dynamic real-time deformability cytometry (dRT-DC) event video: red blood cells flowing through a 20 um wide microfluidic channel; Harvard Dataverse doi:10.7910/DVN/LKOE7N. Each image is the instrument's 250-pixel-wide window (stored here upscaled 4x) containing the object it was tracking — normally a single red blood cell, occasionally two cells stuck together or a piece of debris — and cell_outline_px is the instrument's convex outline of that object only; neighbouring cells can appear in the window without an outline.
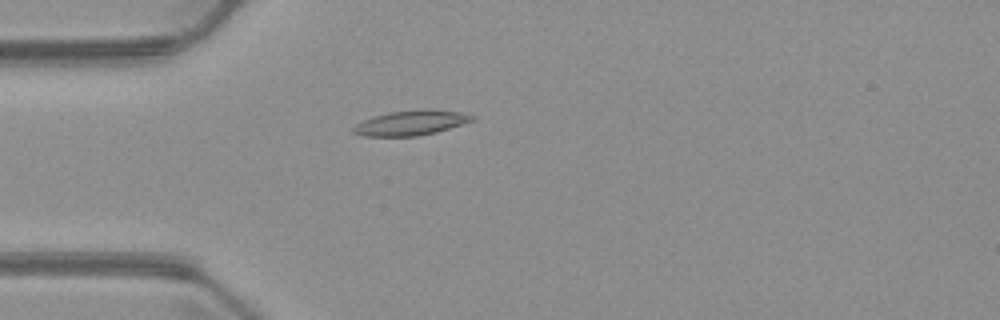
{"species": "common noctule bat (a hibernating species)", "species_latin": "Nyctalus noctula", "temperature_condition": "warm", "stored_images_in_passage": 5, "camera_frame_rate_fps": 3000, "um_per_image_px": 0.085, "animal": {"sex": "male", "body_mass_g": 23.1, "forearm_length_mm": 52.7}, "frame": {"image": 1, "passage_image": 5, "time_ms": 4.667, "image_size_px": [1000, 320], "cell_outline_px": [[476, 120], [436, 132], [416, 136], [364, 136], [352, 132], [352, 128], [356, 124], [372, 116], [388, 112], [424, 108], [432, 108], [460, 112], [476, 116]], "centroid_in_image_um": [34.96, 10.42], "position_along_channel_um": 50.0, "area_um2": 17.51}}